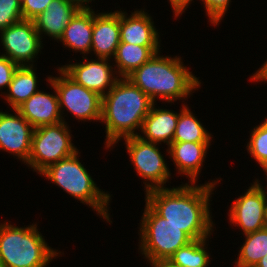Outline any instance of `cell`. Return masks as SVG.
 <instances>
[{"mask_svg": "<svg viewBox=\"0 0 267 267\" xmlns=\"http://www.w3.org/2000/svg\"><path fill=\"white\" fill-rule=\"evenodd\" d=\"M204 5L206 15L209 17V21L212 25H218L227 10H229V4L231 0H200ZM204 2V3H203Z\"/></svg>", "mask_w": 267, "mask_h": 267, "instance_id": "obj_28", "label": "cell"}, {"mask_svg": "<svg viewBox=\"0 0 267 267\" xmlns=\"http://www.w3.org/2000/svg\"><path fill=\"white\" fill-rule=\"evenodd\" d=\"M81 9L68 0H53L33 21L42 40L43 34L59 41L65 27Z\"/></svg>", "mask_w": 267, "mask_h": 267, "instance_id": "obj_18", "label": "cell"}, {"mask_svg": "<svg viewBox=\"0 0 267 267\" xmlns=\"http://www.w3.org/2000/svg\"><path fill=\"white\" fill-rule=\"evenodd\" d=\"M95 11L93 9H81L71 22L65 27L62 37L59 39L64 48L80 52L86 55L91 52L93 21Z\"/></svg>", "mask_w": 267, "mask_h": 267, "instance_id": "obj_20", "label": "cell"}, {"mask_svg": "<svg viewBox=\"0 0 267 267\" xmlns=\"http://www.w3.org/2000/svg\"><path fill=\"white\" fill-rule=\"evenodd\" d=\"M69 130L66 121L34 128L31 152L25 165L40 174L49 165L79 151L72 143L73 138Z\"/></svg>", "mask_w": 267, "mask_h": 267, "instance_id": "obj_7", "label": "cell"}, {"mask_svg": "<svg viewBox=\"0 0 267 267\" xmlns=\"http://www.w3.org/2000/svg\"><path fill=\"white\" fill-rule=\"evenodd\" d=\"M173 13L175 14V18H178V16H181L185 10H187L188 6L191 4L193 0H168Z\"/></svg>", "mask_w": 267, "mask_h": 267, "instance_id": "obj_31", "label": "cell"}, {"mask_svg": "<svg viewBox=\"0 0 267 267\" xmlns=\"http://www.w3.org/2000/svg\"><path fill=\"white\" fill-rule=\"evenodd\" d=\"M246 150L264 171L267 168V116L252 129Z\"/></svg>", "mask_w": 267, "mask_h": 267, "instance_id": "obj_26", "label": "cell"}, {"mask_svg": "<svg viewBox=\"0 0 267 267\" xmlns=\"http://www.w3.org/2000/svg\"><path fill=\"white\" fill-rule=\"evenodd\" d=\"M211 142H172L168 149L176 171L185 175L191 183H196L203 167Z\"/></svg>", "mask_w": 267, "mask_h": 267, "instance_id": "obj_17", "label": "cell"}, {"mask_svg": "<svg viewBox=\"0 0 267 267\" xmlns=\"http://www.w3.org/2000/svg\"><path fill=\"white\" fill-rule=\"evenodd\" d=\"M154 102L128 78H120L102 97L101 122L105 124V147L111 149L120 140L138 136L143 120ZM136 130V131H135Z\"/></svg>", "mask_w": 267, "mask_h": 267, "instance_id": "obj_2", "label": "cell"}, {"mask_svg": "<svg viewBox=\"0 0 267 267\" xmlns=\"http://www.w3.org/2000/svg\"><path fill=\"white\" fill-rule=\"evenodd\" d=\"M59 77L49 75V79L55 87L59 99V108L63 121V113L66 109L78 121H99L102 116V96L88 90L81 84L71 79L60 67Z\"/></svg>", "mask_w": 267, "mask_h": 267, "instance_id": "obj_8", "label": "cell"}, {"mask_svg": "<svg viewBox=\"0 0 267 267\" xmlns=\"http://www.w3.org/2000/svg\"><path fill=\"white\" fill-rule=\"evenodd\" d=\"M120 44V10L96 13L93 21L91 53L96 58L112 59Z\"/></svg>", "mask_w": 267, "mask_h": 267, "instance_id": "obj_15", "label": "cell"}, {"mask_svg": "<svg viewBox=\"0 0 267 267\" xmlns=\"http://www.w3.org/2000/svg\"><path fill=\"white\" fill-rule=\"evenodd\" d=\"M0 223V261L6 267H46L61 251L48 246L38 224Z\"/></svg>", "mask_w": 267, "mask_h": 267, "instance_id": "obj_5", "label": "cell"}, {"mask_svg": "<svg viewBox=\"0 0 267 267\" xmlns=\"http://www.w3.org/2000/svg\"><path fill=\"white\" fill-rule=\"evenodd\" d=\"M212 136L188 105L182 104L172 142H211Z\"/></svg>", "mask_w": 267, "mask_h": 267, "instance_id": "obj_23", "label": "cell"}, {"mask_svg": "<svg viewBox=\"0 0 267 267\" xmlns=\"http://www.w3.org/2000/svg\"><path fill=\"white\" fill-rule=\"evenodd\" d=\"M120 11V42L144 47H161L159 32L150 14L144 10Z\"/></svg>", "mask_w": 267, "mask_h": 267, "instance_id": "obj_14", "label": "cell"}, {"mask_svg": "<svg viewBox=\"0 0 267 267\" xmlns=\"http://www.w3.org/2000/svg\"><path fill=\"white\" fill-rule=\"evenodd\" d=\"M46 81L55 94L38 90L16 109L34 128L63 121L57 91L49 79Z\"/></svg>", "mask_w": 267, "mask_h": 267, "instance_id": "obj_16", "label": "cell"}, {"mask_svg": "<svg viewBox=\"0 0 267 267\" xmlns=\"http://www.w3.org/2000/svg\"><path fill=\"white\" fill-rule=\"evenodd\" d=\"M79 153V154H78ZM80 152L49 165L40 174L56 184L67 194L91 207L107 222L109 218V203L111 195L97 187L90 173L79 161Z\"/></svg>", "mask_w": 267, "mask_h": 267, "instance_id": "obj_4", "label": "cell"}, {"mask_svg": "<svg viewBox=\"0 0 267 267\" xmlns=\"http://www.w3.org/2000/svg\"><path fill=\"white\" fill-rule=\"evenodd\" d=\"M235 267H255L267 255V228L244 235Z\"/></svg>", "mask_w": 267, "mask_h": 267, "instance_id": "obj_24", "label": "cell"}, {"mask_svg": "<svg viewBox=\"0 0 267 267\" xmlns=\"http://www.w3.org/2000/svg\"><path fill=\"white\" fill-rule=\"evenodd\" d=\"M159 51L160 47H144L120 42L113 58L115 61L113 66L120 78H127Z\"/></svg>", "mask_w": 267, "mask_h": 267, "instance_id": "obj_22", "label": "cell"}, {"mask_svg": "<svg viewBox=\"0 0 267 267\" xmlns=\"http://www.w3.org/2000/svg\"><path fill=\"white\" fill-rule=\"evenodd\" d=\"M74 5L78 6L80 9H92L88 4L92 2V0H68ZM94 1V0H93ZM88 3V4H87Z\"/></svg>", "mask_w": 267, "mask_h": 267, "instance_id": "obj_34", "label": "cell"}, {"mask_svg": "<svg viewBox=\"0 0 267 267\" xmlns=\"http://www.w3.org/2000/svg\"><path fill=\"white\" fill-rule=\"evenodd\" d=\"M160 51L127 78L154 103L156 98L167 103L186 100L201 86L199 77L183 64L180 56H161ZM193 91V92H192ZM186 98V99H185Z\"/></svg>", "mask_w": 267, "mask_h": 267, "instance_id": "obj_3", "label": "cell"}, {"mask_svg": "<svg viewBox=\"0 0 267 267\" xmlns=\"http://www.w3.org/2000/svg\"><path fill=\"white\" fill-rule=\"evenodd\" d=\"M256 179L247 191L233 201L229 207V220L240 227L243 235L265 228L267 191Z\"/></svg>", "mask_w": 267, "mask_h": 267, "instance_id": "obj_11", "label": "cell"}, {"mask_svg": "<svg viewBox=\"0 0 267 267\" xmlns=\"http://www.w3.org/2000/svg\"><path fill=\"white\" fill-rule=\"evenodd\" d=\"M139 228V250L147 261L168 260L180 247L192 239L182 228L167 222L146 202Z\"/></svg>", "mask_w": 267, "mask_h": 267, "instance_id": "obj_6", "label": "cell"}, {"mask_svg": "<svg viewBox=\"0 0 267 267\" xmlns=\"http://www.w3.org/2000/svg\"><path fill=\"white\" fill-rule=\"evenodd\" d=\"M153 104L150 112L143 120L141 134L138 136L147 142L161 144L166 143L169 146L173 141L179 113L173 110L156 108Z\"/></svg>", "mask_w": 267, "mask_h": 267, "instance_id": "obj_19", "label": "cell"}, {"mask_svg": "<svg viewBox=\"0 0 267 267\" xmlns=\"http://www.w3.org/2000/svg\"><path fill=\"white\" fill-rule=\"evenodd\" d=\"M4 54L19 66H34V58L42 52L43 41L33 20H22L0 31Z\"/></svg>", "mask_w": 267, "mask_h": 267, "instance_id": "obj_10", "label": "cell"}, {"mask_svg": "<svg viewBox=\"0 0 267 267\" xmlns=\"http://www.w3.org/2000/svg\"><path fill=\"white\" fill-rule=\"evenodd\" d=\"M53 0H21L23 20H34Z\"/></svg>", "mask_w": 267, "mask_h": 267, "instance_id": "obj_29", "label": "cell"}, {"mask_svg": "<svg viewBox=\"0 0 267 267\" xmlns=\"http://www.w3.org/2000/svg\"><path fill=\"white\" fill-rule=\"evenodd\" d=\"M37 73L34 66H19L13 75L7 92H3L12 110L17 109L39 89Z\"/></svg>", "mask_w": 267, "mask_h": 267, "instance_id": "obj_21", "label": "cell"}, {"mask_svg": "<svg viewBox=\"0 0 267 267\" xmlns=\"http://www.w3.org/2000/svg\"><path fill=\"white\" fill-rule=\"evenodd\" d=\"M19 65L10 60L8 57L0 55V89L9 87L12 82L13 75Z\"/></svg>", "mask_w": 267, "mask_h": 267, "instance_id": "obj_30", "label": "cell"}, {"mask_svg": "<svg viewBox=\"0 0 267 267\" xmlns=\"http://www.w3.org/2000/svg\"><path fill=\"white\" fill-rule=\"evenodd\" d=\"M254 82H266L267 83V59L264 64L250 77Z\"/></svg>", "mask_w": 267, "mask_h": 267, "instance_id": "obj_32", "label": "cell"}, {"mask_svg": "<svg viewBox=\"0 0 267 267\" xmlns=\"http://www.w3.org/2000/svg\"><path fill=\"white\" fill-rule=\"evenodd\" d=\"M264 173L266 175V179H267V168L264 170ZM267 187V186H266Z\"/></svg>", "mask_w": 267, "mask_h": 267, "instance_id": "obj_37", "label": "cell"}, {"mask_svg": "<svg viewBox=\"0 0 267 267\" xmlns=\"http://www.w3.org/2000/svg\"><path fill=\"white\" fill-rule=\"evenodd\" d=\"M208 238L192 240L173 253L168 261L176 267H207L210 263V253L207 246ZM207 245V246H206Z\"/></svg>", "mask_w": 267, "mask_h": 267, "instance_id": "obj_25", "label": "cell"}, {"mask_svg": "<svg viewBox=\"0 0 267 267\" xmlns=\"http://www.w3.org/2000/svg\"><path fill=\"white\" fill-rule=\"evenodd\" d=\"M255 267H267V255L264 256Z\"/></svg>", "mask_w": 267, "mask_h": 267, "instance_id": "obj_35", "label": "cell"}, {"mask_svg": "<svg viewBox=\"0 0 267 267\" xmlns=\"http://www.w3.org/2000/svg\"><path fill=\"white\" fill-rule=\"evenodd\" d=\"M151 267H176L171 264L168 260H156V261H148Z\"/></svg>", "mask_w": 267, "mask_h": 267, "instance_id": "obj_33", "label": "cell"}, {"mask_svg": "<svg viewBox=\"0 0 267 267\" xmlns=\"http://www.w3.org/2000/svg\"><path fill=\"white\" fill-rule=\"evenodd\" d=\"M22 20L21 0H0V31Z\"/></svg>", "mask_w": 267, "mask_h": 267, "instance_id": "obj_27", "label": "cell"}, {"mask_svg": "<svg viewBox=\"0 0 267 267\" xmlns=\"http://www.w3.org/2000/svg\"><path fill=\"white\" fill-rule=\"evenodd\" d=\"M265 228H267V202L265 207Z\"/></svg>", "mask_w": 267, "mask_h": 267, "instance_id": "obj_36", "label": "cell"}, {"mask_svg": "<svg viewBox=\"0 0 267 267\" xmlns=\"http://www.w3.org/2000/svg\"><path fill=\"white\" fill-rule=\"evenodd\" d=\"M123 140L130 156L131 165L134 166L137 174L146 181L143 182L145 192L156 188H165L164 185L171 178V171L158 148L159 144L144 141L139 136H130Z\"/></svg>", "mask_w": 267, "mask_h": 267, "instance_id": "obj_9", "label": "cell"}, {"mask_svg": "<svg viewBox=\"0 0 267 267\" xmlns=\"http://www.w3.org/2000/svg\"><path fill=\"white\" fill-rule=\"evenodd\" d=\"M83 57V62L60 66L76 83L104 96L120 79L110 59ZM116 75V76H115Z\"/></svg>", "mask_w": 267, "mask_h": 267, "instance_id": "obj_12", "label": "cell"}, {"mask_svg": "<svg viewBox=\"0 0 267 267\" xmlns=\"http://www.w3.org/2000/svg\"><path fill=\"white\" fill-rule=\"evenodd\" d=\"M0 267H6V266L0 261Z\"/></svg>", "mask_w": 267, "mask_h": 267, "instance_id": "obj_38", "label": "cell"}, {"mask_svg": "<svg viewBox=\"0 0 267 267\" xmlns=\"http://www.w3.org/2000/svg\"><path fill=\"white\" fill-rule=\"evenodd\" d=\"M220 180L204 184L185 183L173 188H156L145 193L146 203L167 222L182 228L192 240L209 238L215 226L210 198Z\"/></svg>", "mask_w": 267, "mask_h": 267, "instance_id": "obj_1", "label": "cell"}, {"mask_svg": "<svg viewBox=\"0 0 267 267\" xmlns=\"http://www.w3.org/2000/svg\"><path fill=\"white\" fill-rule=\"evenodd\" d=\"M14 114L0 111V150L27 163L34 127L15 109Z\"/></svg>", "mask_w": 267, "mask_h": 267, "instance_id": "obj_13", "label": "cell"}]
</instances>
